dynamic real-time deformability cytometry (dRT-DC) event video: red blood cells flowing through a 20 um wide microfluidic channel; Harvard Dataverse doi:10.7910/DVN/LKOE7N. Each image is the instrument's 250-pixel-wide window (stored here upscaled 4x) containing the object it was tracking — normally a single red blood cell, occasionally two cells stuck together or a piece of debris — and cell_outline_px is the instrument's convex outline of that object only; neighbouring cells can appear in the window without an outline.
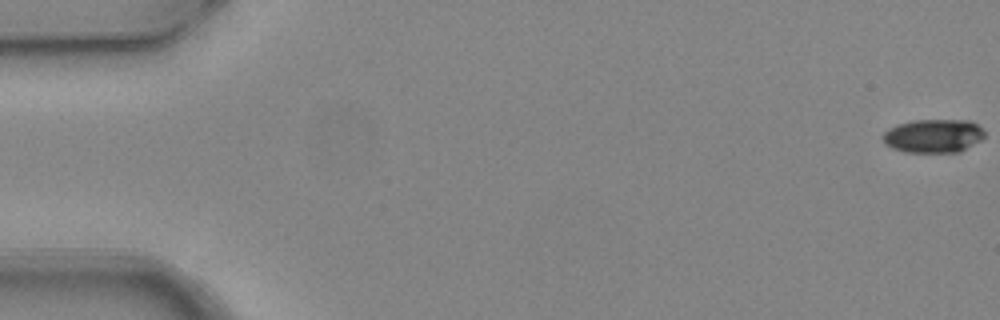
{"species": "common noctule bat (a hibernating species)", "species_latin": "Nyctalus noctula", "temperature_condition": "warm", "stored_images_in_passage": 6, "camera_frame_rate_fps": 3000, "um_per_image_px": 0.085, "animal": {"sex": "female", "body_mass_g": 24.6, "forearm_length_mm": 56.2}, "frame": {"image": 1, "passage_image": 1, "time_ms": 0.0, "image_size_px": [1000, 320], "cell_outline_px": [[984, 136], [980, 140], [960, 152], [904, 152], [892, 148], [884, 144], [880, 136], [888, 128], [896, 124], [912, 120], [972, 120], [984, 128]], "centroid_in_image_um": [79.31, 11.54], "position_along_channel_um": 5.7, "area_um2": 20.29}}
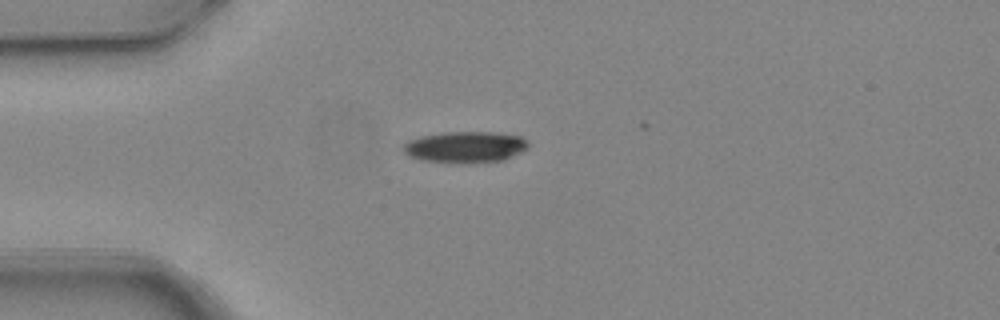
{"frame": {"image": 2, "passage_image": 4, "time_ms": 1.0, "image_size_px": [1000, 320], "cell_outline_px": [[528, 148], [504, 160], [468, 164], [448, 164], [420, 160], [408, 156], [400, 148], [408, 140], [420, 136], [444, 132], [496, 132], [520, 136], [528, 140]], "centroid_in_image_um": [39.5, 12.52], "position_along_channel_um": 45.5, "area_um2": 23.47}}